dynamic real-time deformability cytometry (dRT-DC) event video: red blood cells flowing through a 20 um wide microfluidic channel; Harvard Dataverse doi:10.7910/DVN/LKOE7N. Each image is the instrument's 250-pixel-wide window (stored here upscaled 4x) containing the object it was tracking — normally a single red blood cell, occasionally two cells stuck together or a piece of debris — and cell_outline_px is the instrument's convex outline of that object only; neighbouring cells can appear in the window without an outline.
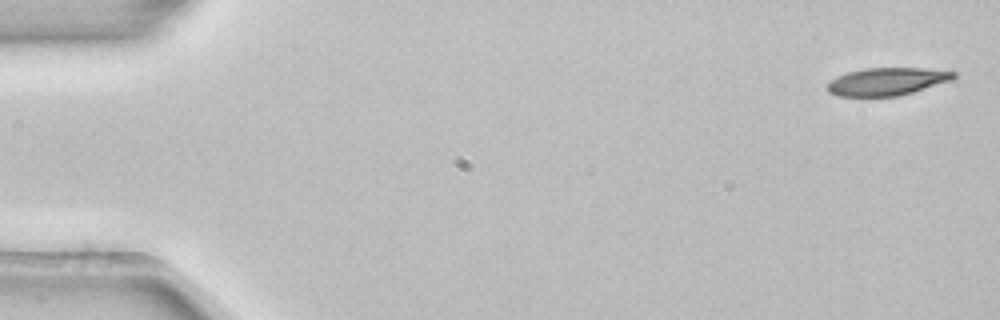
{"species": "common noctule bat (a hibernating species)", "species_latin": "Nyctalus noctula", "temperature_condition": "room temperature", "stored_images_in_passage": 3, "camera_frame_rate_fps": 3000, "um_per_image_px": 0.085, "animal": {"sex": "female", "body_mass_g": 22.7, "forearm_length_mm": 54.2}, "frame": {"image": 1, "passage_image": 1, "time_ms": 0.0, "image_size_px": [1000, 320], "cell_outline_px": [[956, 76], [952, 80], [912, 92], [896, 96], [840, 96], [828, 92], [828, 80], [836, 76], [848, 72], [864, 68], [920, 68], [956, 72]], "centroid_in_image_um": [75.36, 6.92], "position_along_channel_um": 9.6, "area_um2": 20.23}}